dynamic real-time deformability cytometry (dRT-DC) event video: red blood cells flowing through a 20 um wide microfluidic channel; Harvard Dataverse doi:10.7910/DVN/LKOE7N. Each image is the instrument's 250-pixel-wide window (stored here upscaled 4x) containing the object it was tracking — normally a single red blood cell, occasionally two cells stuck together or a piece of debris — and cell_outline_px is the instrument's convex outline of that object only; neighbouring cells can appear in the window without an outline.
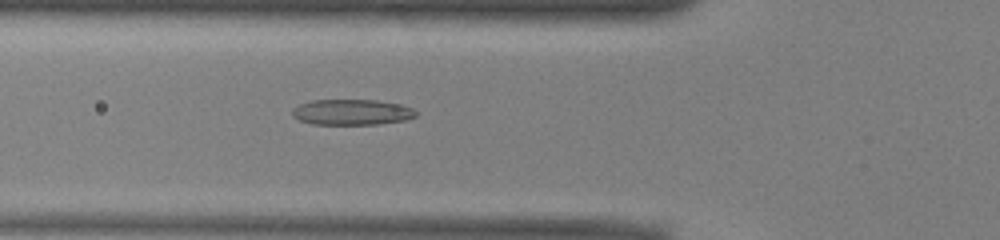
{"species": "common noctule bat (a hibernating species)", "species_latin": "Nyctalus noctula", "temperature_condition": "warm", "stored_images_in_passage": 51, "camera_frame_rate_fps": 3000, "um_per_image_px": 0.085, "animal": {"sex": "male", "body_mass_g": 13.0, "forearm_length_mm": 53.1}, "frame": {"image": 1, "passage_image": 18, "time_ms": 5.667, "image_size_px": [1000, 240], "cell_outline_px": [[416, 116], [408, 120], [380, 124], [312, 124], [300, 120], [292, 116], [292, 108], [300, 104], [312, 100], [376, 100], [400, 104], [412, 108], [416, 112]], "centroid_in_image_um": [29.91, 9.53], "position_along_channel_um": 95.9, "area_um2": 18.55}}
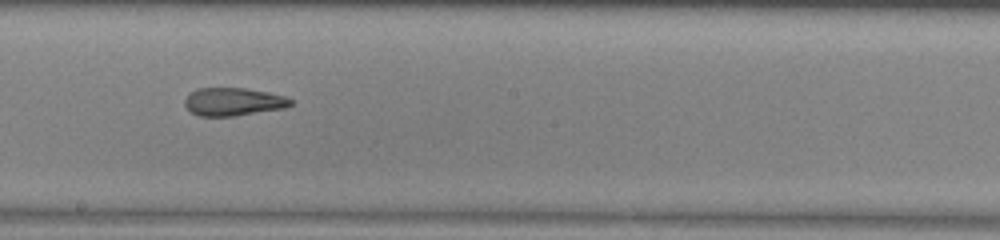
{"frame": {"image": 2, "passage_image": 28, "time_ms": 9.0, "image_size_px": [1000, 240], "cell_outline_px": [[292, 104], [284, 108], [236, 116], [200, 116], [192, 112], [184, 104], [184, 100], [196, 88], [244, 88], [268, 92], [284, 96], [292, 100]], "centroid_in_image_um": [19.83, 8.65], "position_along_channel_um": 228.4, "area_um2": 17.17}}
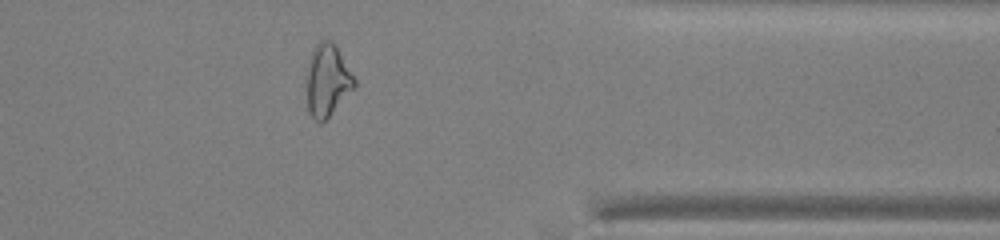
{"frame": {"image": 3, "passage_image": 41, "time_ms": 13.333, "image_size_px": [1000, 240], "cell_outline_px": [[356, 88], [320, 124], [308, 112], [308, 68], [312, 48], [320, 40], [332, 40], [336, 44], [356, 80]], "centroid_in_image_um": [27.86, 6.79], "position_along_channel_um": 383.5, "area_um2": 19.94}, "authors_computed_cell_mechanics": {"area_um2": 19.9988, "velocity_mm_per_s": 3.9697, "shape_relaxation_time_tau1_ms": null, "shape_relaxation_time_tau2_ms": 1.9027, "deformation_change_tau1": null, "deformation_change_tau2": 0.1032}}